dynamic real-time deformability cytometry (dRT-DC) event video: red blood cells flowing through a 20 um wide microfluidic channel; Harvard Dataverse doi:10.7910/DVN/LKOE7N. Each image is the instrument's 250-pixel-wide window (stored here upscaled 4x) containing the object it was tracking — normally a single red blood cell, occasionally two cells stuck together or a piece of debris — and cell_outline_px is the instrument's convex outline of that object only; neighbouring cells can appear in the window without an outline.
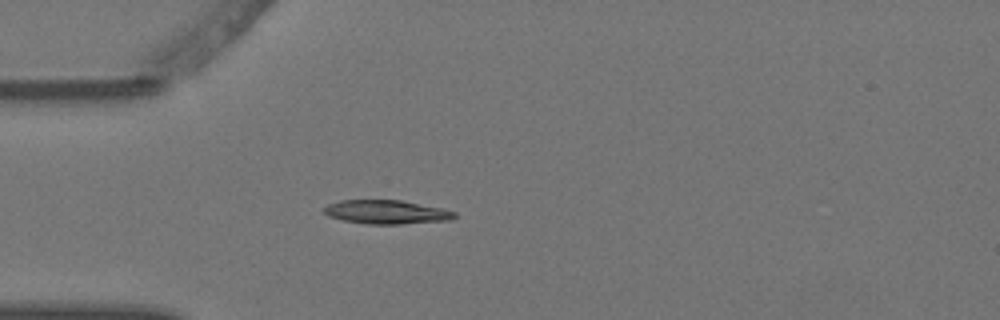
{"species": "Egyptian fruit bat (a non-hibernating species)", "species_latin": "Rousettus aegyptiacus", "temperature_condition": "warm", "stored_images_in_passage": 2, "camera_frame_rate_fps": 3000, "um_per_image_px": 0.085, "animal": {"sex": "female"}, "frame": {"image": 1, "passage_image": 2, "time_ms": 0.333, "image_size_px": [1000, 320], "cell_outline_px": [[456, 216], [452, 220], [400, 224], [364, 224], [344, 220], [328, 216], [324, 212], [324, 208], [328, 204], [340, 200], [400, 200], [444, 208], [456, 212]], "centroid_in_image_um": [32.88, 18.02], "position_along_channel_um": 52.1, "area_um2": 18.21}}